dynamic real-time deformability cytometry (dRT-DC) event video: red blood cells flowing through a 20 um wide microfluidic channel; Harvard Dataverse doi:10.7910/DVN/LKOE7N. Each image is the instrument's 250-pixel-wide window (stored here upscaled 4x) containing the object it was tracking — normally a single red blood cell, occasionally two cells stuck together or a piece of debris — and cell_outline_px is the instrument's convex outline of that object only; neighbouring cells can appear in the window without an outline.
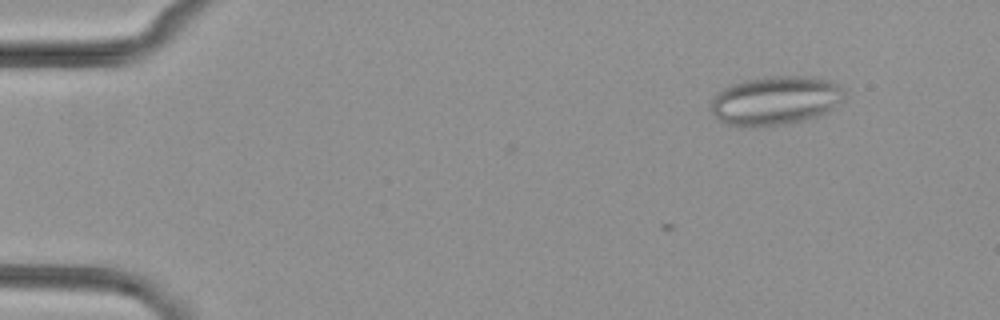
{"species": "common noctule bat (a hibernating species)", "species_latin": "Nyctalus noctula", "temperature_condition": "cold", "stored_images_in_passage": 8, "camera_frame_rate_fps": 3000, "um_per_image_px": 0.085, "animal": {"sex": "female", "body_mass_g": 29.2, "forearm_length_mm": 56.3}, "frame": {"image": 1, "passage_image": 1, "time_ms": 0.0, "image_size_px": [1000, 320], "cell_outline_px": [[844, 100], [828, 112], [804, 120], [784, 124], [756, 128], [740, 128], [724, 124], [712, 112], [712, 100], [716, 92], [728, 84], [744, 80], [764, 76], [804, 76], [832, 80], [840, 84], [844, 88]], "centroid_in_image_um": [65.9, 8.55], "position_along_channel_um": 19.1, "area_um2": 38.96}}
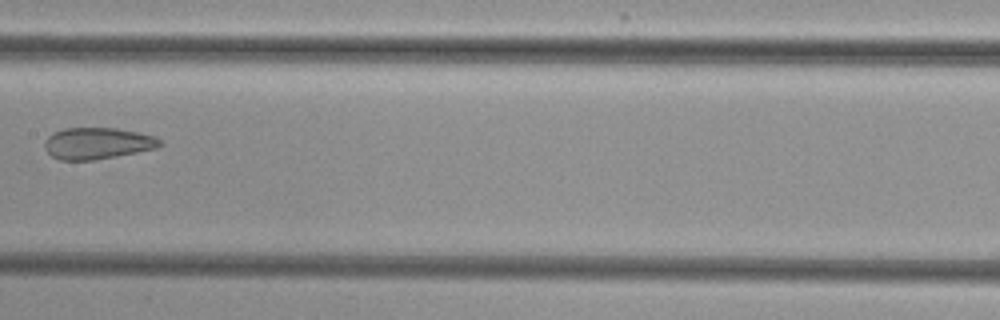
{"frame": {"image": 2, "passage_image": 7, "time_ms": 7.333, "image_size_px": [1000, 320], "cell_outline_px": [[164, 144], [156, 148], [136, 152], [92, 160], [60, 160], [52, 156], [44, 148], [44, 140], [52, 132], [64, 128], [116, 128], [140, 132], [156, 136]], "centroid_in_image_um": [8.27, 12.17], "position_along_channel_um": 199.1, "area_um2": 21.27}}
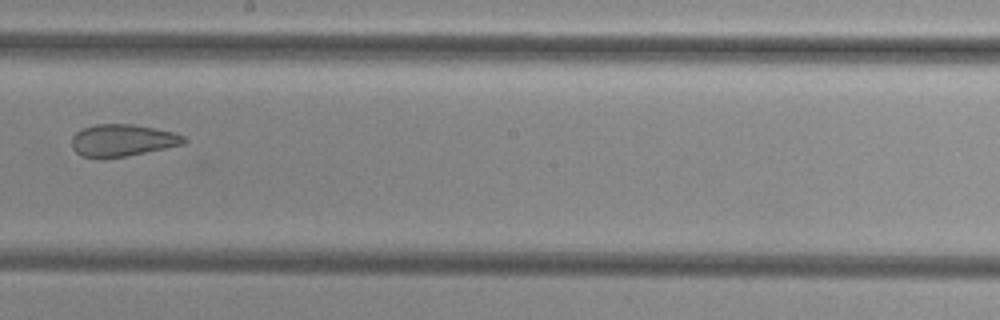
{"frame": {"image": 3, "passage_image": 8, "time_ms": 8.333, "image_size_px": [1000, 320], "cell_outline_px": [[188, 140], [184, 144], [128, 156], [100, 160], [80, 156], [72, 148], [72, 136], [80, 128], [96, 124], [132, 124], [176, 132], [184, 136]], "centroid_in_image_um": [10.38, 11.95], "position_along_channel_um": 237.8, "area_um2": 21.5}}